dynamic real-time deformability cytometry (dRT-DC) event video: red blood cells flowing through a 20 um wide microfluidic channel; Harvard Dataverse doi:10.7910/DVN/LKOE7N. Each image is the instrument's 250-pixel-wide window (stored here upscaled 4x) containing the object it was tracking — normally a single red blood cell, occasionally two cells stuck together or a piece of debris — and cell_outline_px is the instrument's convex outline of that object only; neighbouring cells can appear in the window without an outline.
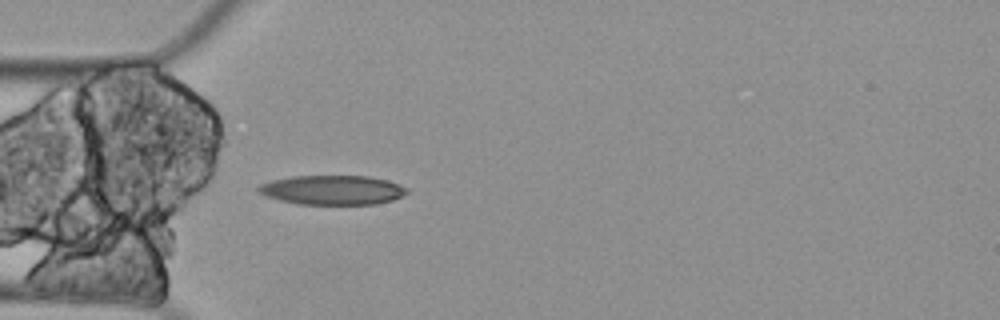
{"species": "Egyptian fruit bat (a non-hibernating species)", "species_latin": "Rousettus aegyptiacus", "temperature_condition": "cold", "stored_images_in_passage": 6, "camera_frame_rate_fps": 3000, "um_per_image_px": 0.085, "animal": {"sex": "female"}, "frame": {"image": 1, "passage_image": 6, "time_ms": 1.667, "image_size_px": [1000, 320], "cell_outline_px": [[408, 192], [392, 200], [376, 204], [296, 204], [264, 196], [256, 188], [260, 184], [272, 180], [292, 176], [368, 176], [388, 180], [400, 184], [408, 188]], "centroid_in_image_um": [28.25, 16.15], "position_along_channel_um": 56.7, "area_um2": 25.49}}